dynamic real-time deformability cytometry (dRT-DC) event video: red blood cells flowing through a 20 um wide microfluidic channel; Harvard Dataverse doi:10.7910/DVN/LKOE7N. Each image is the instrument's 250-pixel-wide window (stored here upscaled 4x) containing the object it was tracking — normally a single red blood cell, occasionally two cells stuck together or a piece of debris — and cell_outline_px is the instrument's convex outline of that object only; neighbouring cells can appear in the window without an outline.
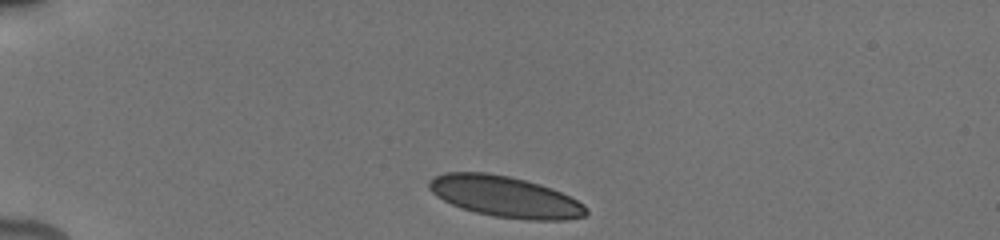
{"species": "human", "species_latin": "Homo sapiens", "temperature_condition": "cold", "stored_images_in_passage": 9, "camera_frame_rate_fps": 3000, "um_per_image_px": 0.085, "donor": {"sex": "male"}, "frame": {"image": 1, "passage_image": 1, "time_ms": 0.0, "image_size_px": [1000, 240], "cell_outline_px": [[588, 212], [584, 216], [564, 220], [528, 220], [496, 216], [476, 212], [460, 208], [436, 196], [428, 188], [428, 180], [444, 172], [488, 172], [508, 176], [540, 184], [552, 188], [584, 204], [588, 208]], "centroid_in_image_um": [42.92, 16.71], "position_along_channel_um": 42.1, "area_um2": 37.45}}